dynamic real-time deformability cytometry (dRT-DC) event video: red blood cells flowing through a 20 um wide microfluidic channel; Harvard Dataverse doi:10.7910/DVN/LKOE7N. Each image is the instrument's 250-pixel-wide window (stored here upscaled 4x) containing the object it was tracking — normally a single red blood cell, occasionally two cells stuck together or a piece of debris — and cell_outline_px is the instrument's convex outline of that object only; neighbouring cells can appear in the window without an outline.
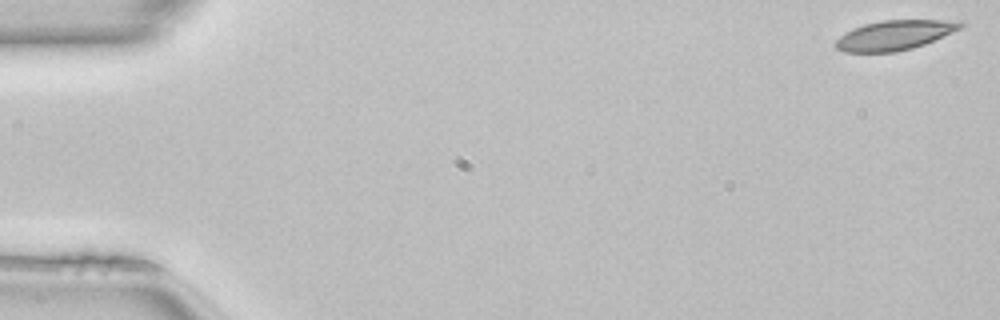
{"species": "common noctule bat (a hibernating species)", "species_latin": "Nyctalus noctula", "temperature_condition": "room temperature", "stored_images_in_passage": 15, "camera_frame_rate_fps": 3000, "um_per_image_px": 0.085, "animal": {"sex": "female", "body_mass_g": 22.7, "forearm_length_mm": 54.2}, "frame": {"image": 1, "passage_image": 1, "time_ms": 0.0, "image_size_px": [1000, 320], "cell_outline_px": [[964, 24], [960, 28], [952, 32], [924, 44], [912, 48], [896, 52], [844, 52], [836, 48], [832, 44], [840, 36], [852, 28], [864, 24], [880, 20], [964, 20]], "centroid_in_image_um": [76.01, 2.98], "position_along_channel_um": 9.0, "area_um2": 21.68}}
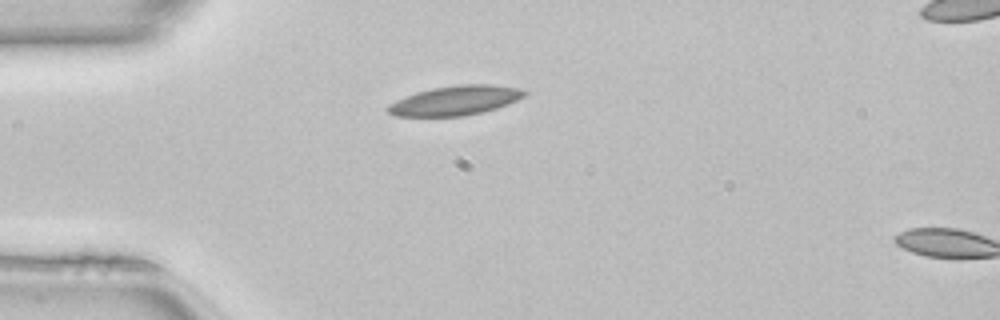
{"frame": {"image": 2, "passage_image": 13, "time_ms": 4.0, "image_size_px": [1000, 320], "cell_outline_px": [[528, 92], [524, 96], [508, 104], [496, 108], [464, 116], [392, 116], [384, 108], [388, 104], [396, 100], [416, 92], [432, 88], [460, 84], [492, 84], [520, 88]], "centroid_in_image_um": [38.67, 8.54], "position_along_channel_um": 46.3, "area_um2": 23.52}}